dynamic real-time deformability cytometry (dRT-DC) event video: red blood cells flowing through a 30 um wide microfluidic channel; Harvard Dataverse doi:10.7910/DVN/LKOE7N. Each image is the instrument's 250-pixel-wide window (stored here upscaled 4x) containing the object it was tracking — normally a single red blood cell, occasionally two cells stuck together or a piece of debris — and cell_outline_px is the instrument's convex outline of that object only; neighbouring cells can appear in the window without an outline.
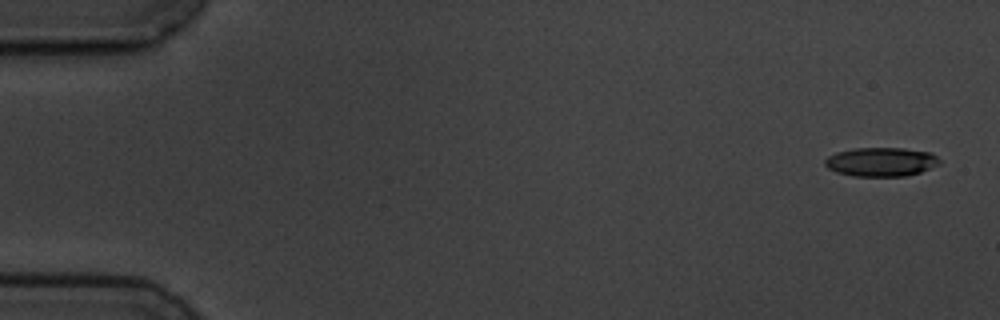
{"species": "common noctule bat (a hibernating species)", "species_latin": "Nyctalus noctula", "temperature_condition": "cold", "stored_images_in_passage": 15, "camera_frame_rate_fps": 3000, "um_per_image_px": 0.085, "animal": {"sex": "male", "body_mass_g": 19.5, "forearm_length_mm": 54.6}, "frame": {"image": 1, "passage_image": 1, "time_ms": 0.0, "image_size_px": [1000, 320], "cell_outline_px": [[940, 164], [920, 172], [908, 176], [852, 176], [836, 172], [828, 168], [824, 164], [824, 160], [828, 156], [836, 152], [856, 148], [904, 148], [932, 152], [940, 160]], "centroid_in_image_um": [74.9, 13.76], "position_along_channel_um": 10.1, "area_um2": 19.48}}
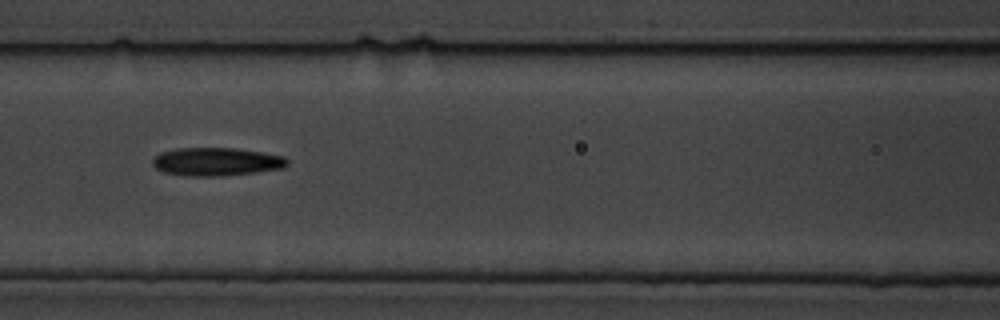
{"frame": {"image": 2, "passage_image": 7, "time_ms": 7.667, "image_size_px": [1000, 320], "cell_outline_px": [[288, 164], [284, 168], [256, 172], [220, 176], [184, 176], [164, 172], [156, 168], [152, 164], [152, 160], [160, 152], [176, 148], [236, 148], [284, 156], [288, 160]], "centroid_in_image_um": [18.38, 13.74], "position_along_channel_um": 148.2, "area_um2": 22.2}}
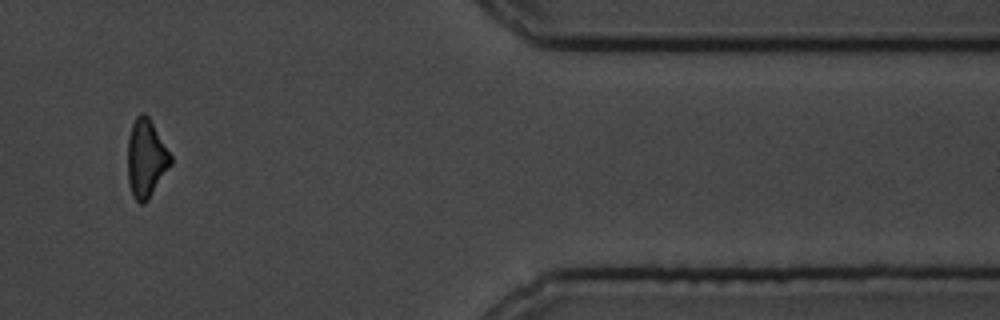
{"frame": {"image": 3, "passage_image": 13, "time_ms": 15.667, "image_size_px": [1000, 320], "cell_outline_px": [[172, 164], [148, 200], [144, 204], [140, 204], [132, 196], [128, 184], [128, 136], [132, 124], [136, 116], [140, 112], [144, 112], [148, 116], [172, 156]], "centroid_in_image_um": [12.41, 13.48], "position_along_channel_um": 399.0, "area_um2": 19.71}, "authors_computed_cell_mechanics": {"area_um2": 20.7502, "velocity_mm_per_s": 3.5464, "shape_relaxation_time_tau1_ms": 2.6677, "shape_relaxation_time_tau2_ms": null, "deformation_change_tau1": 0.0902, "deformation_change_tau2": null}}